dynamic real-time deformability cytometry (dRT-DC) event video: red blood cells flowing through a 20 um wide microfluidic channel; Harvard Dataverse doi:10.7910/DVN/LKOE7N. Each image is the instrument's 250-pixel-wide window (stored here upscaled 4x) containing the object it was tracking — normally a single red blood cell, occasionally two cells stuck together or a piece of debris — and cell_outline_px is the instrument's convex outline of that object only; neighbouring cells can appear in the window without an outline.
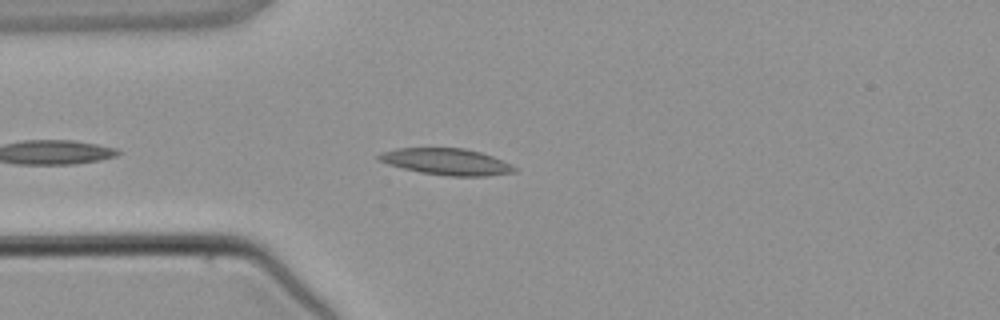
{"species": "common noctule bat (a hibernating species)", "species_latin": "Nyctalus noctula", "temperature_condition": "warm", "stored_images_in_passage": 2, "camera_frame_rate_fps": 3000, "um_per_image_px": 0.085, "animal": {"sex": "male", "body_mass_g": 21.5, "forearm_length_mm": 52.0}, "frame": {"image": 1, "passage_image": 2, "time_ms": 1.0, "image_size_px": [1000, 320], "cell_outline_px": [[516, 172], [488, 176], [448, 176], [420, 172], [388, 164], [380, 160], [376, 156], [384, 152], [396, 148], [464, 148], [480, 152], [492, 156], [516, 168]], "centroid_in_image_um": [37.95, 13.75], "position_along_channel_um": 47.0, "area_um2": 20.63}}